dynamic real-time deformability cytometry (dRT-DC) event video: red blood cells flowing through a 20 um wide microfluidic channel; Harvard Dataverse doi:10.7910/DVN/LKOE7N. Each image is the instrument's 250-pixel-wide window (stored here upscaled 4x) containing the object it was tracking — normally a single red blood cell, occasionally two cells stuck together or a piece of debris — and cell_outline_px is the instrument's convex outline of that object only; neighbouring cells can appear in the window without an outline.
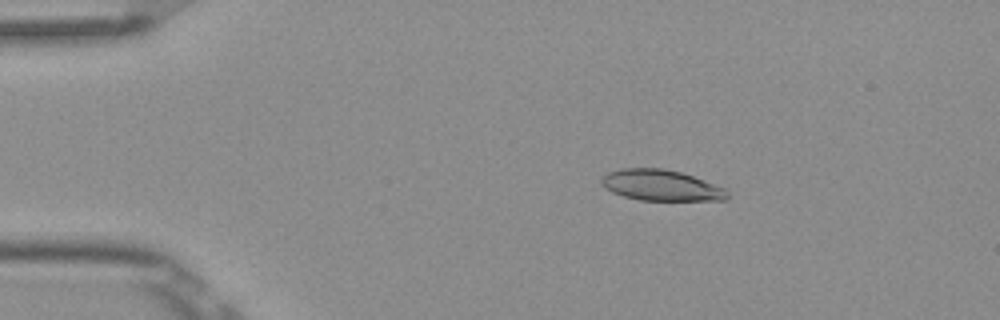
{"species": "Egyptian fruit bat (a non-hibernating species)", "species_latin": "Rousettus aegyptiacus", "temperature_condition": "room temperature", "stored_images_in_passage": 4, "camera_frame_rate_fps": 3000, "um_per_image_px": 0.085, "frame": {"image": 1, "passage_image": 2, "time_ms": 0.333, "image_size_px": [1000, 320], "cell_outline_px": [[728, 200], [640, 200], [624, 196], [612, 192], [604, 188], [600, 184], [600, 180], [608, 172], [620, 168], [664, 168], [680, 172], [692, 176], [724, 188], [728, 192]], "centroid_in_image_um": [56.15, 15.75], "position_along_channel_um": 28.8, "area_um2": 22.6}}